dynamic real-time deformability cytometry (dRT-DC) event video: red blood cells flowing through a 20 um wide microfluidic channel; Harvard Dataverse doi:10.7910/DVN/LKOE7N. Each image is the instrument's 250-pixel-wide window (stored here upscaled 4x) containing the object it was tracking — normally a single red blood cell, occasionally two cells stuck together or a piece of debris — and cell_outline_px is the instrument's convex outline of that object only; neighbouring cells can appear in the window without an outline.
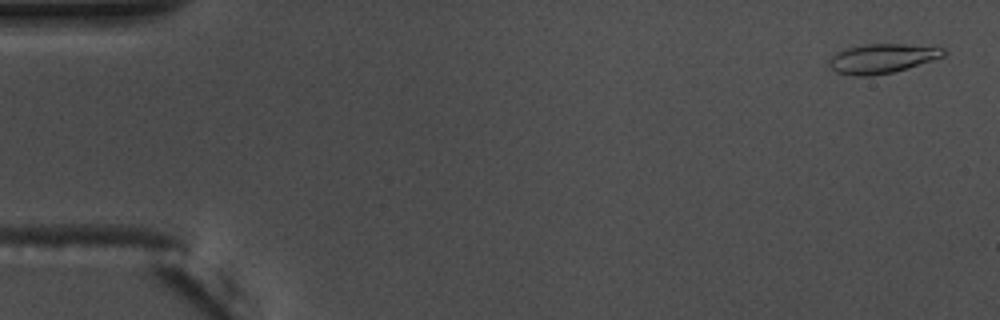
{"species": "common noctule bat (a hibernating species)", "species_latin": "Nyctalus noctula", "temperature_condition": "warm", "stored_images_in_passage": 55, "camera_frame_rate_fps": 3000, "um_per_image_px": 0.085, "animal": {"sex": "male", "body_mass_g": 17.5, "forearm_length_mm": 52.3}, "frame": {"image": 1, "passage_image": 2, "time_ms": 0.333, "image_size_px": [1000, 320], "cell_outline_px": [[948, 52], [944, 56], [932, 60], [892, 72], [868, 76], [856, 76], [836, 72], [828, 64], [828, 60], [836, 52], [848, 48], [864, 44], [904, 44], [944, 48]], "centroid_in_image_um": [74.96, 4.96], "position_along_channel_um": 10.0, "area_um2": 19.36}}
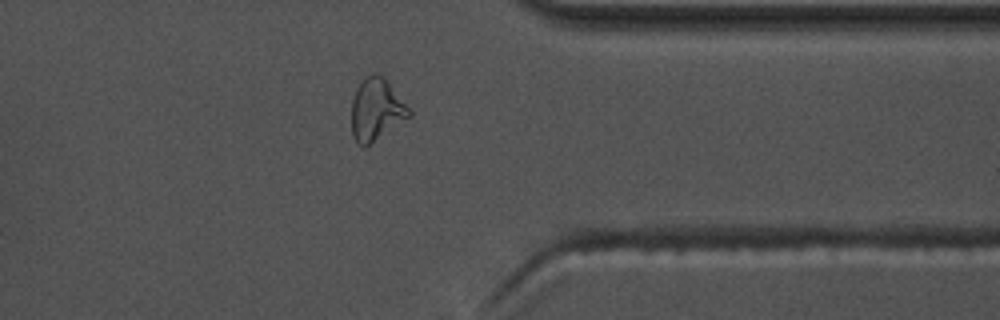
{"frame": {"image": 2, "passage_image": 44, "time_ms": 14.333, "image_size_px": [1000, 320], "cell_outline_px": [[412, 116], [364, 148], [356, 144], [352, 136], [352, 100], [356, 88], [360, 80], [364, 76], [372, 72], [376, 72], [384, 76], [412, 112]], "centroid_in_image_um": [31.97, 9.3], "position_along_channel_um": 379.4, "area_um2": 21.21}}
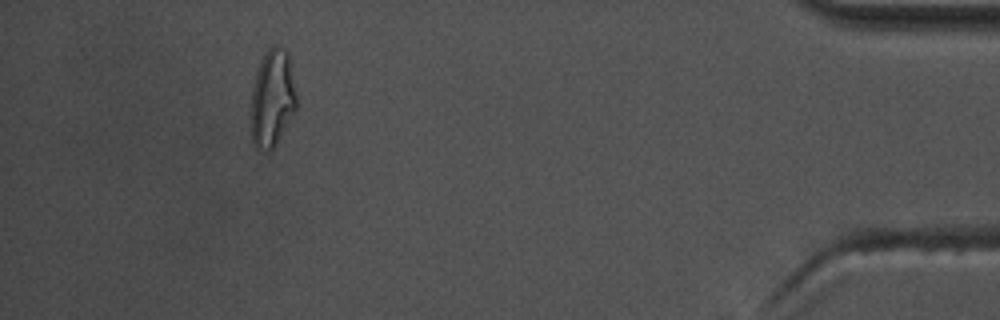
{"frame": {"image": 3, "passage_image": 51, "time_ms": 16.667, "image_size_px": [1000, 320], "cell_outline_px": [[296, 108], [272, 148], [268, 152], [256, 148], [252, 144], [252, 88], [256, 72], [264, 52], [272, 44], [276, 44], [288, 52], [296, 96]], "centroid_in_image_um": [23.13, 8.3], "position_along_channel_um": 412.1, "area_um2": 25.37}, "authors_computed_cell_mechanics": {"area_um2": 19.1318, "velocity_mm_per_s": 3.6798, "shape_relaxation_time_tau1_ms": null, "shape_relaxation_time_tau2_ms": 2.1056, "deformation_change_tau1": null, "deformation_change_tau2": 0.0986}}